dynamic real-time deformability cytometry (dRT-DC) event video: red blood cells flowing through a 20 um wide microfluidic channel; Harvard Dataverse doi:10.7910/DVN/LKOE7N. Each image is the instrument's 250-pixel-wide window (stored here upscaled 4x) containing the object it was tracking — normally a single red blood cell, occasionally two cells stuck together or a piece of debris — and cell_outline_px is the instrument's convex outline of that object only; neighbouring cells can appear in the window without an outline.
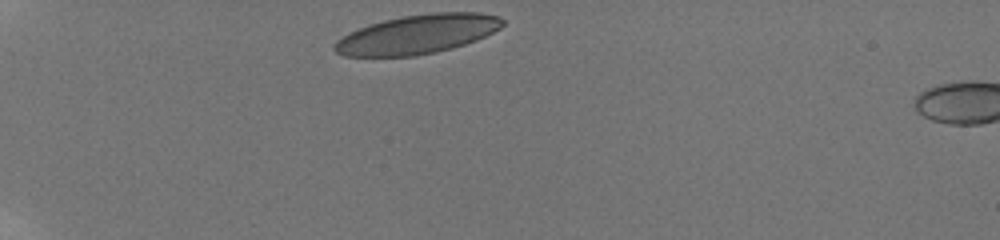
{"species": "human", "species_latin": "Homo sapiens", "temperature_condition": "room temperature", "stored_images_in_passage": 4, "camera_frame_rate_fps": 3000, "um_per_image_px": 0.085, "donor": {"sex": "male"}, "frame": {"image": 1, "passage_image": 1, "time_ms": 0.0, "image_size_px": [1000, 240], "cell_outline_px": [[504, 24], [500, 28], [476, 40], [452, 48], [436, 52], [416, 56], [344, 56], [336, 52], [332, 48], [336, 40], [348, 32], [384, 20], [404, 16], [432, 12], [480, 12], [500, 16], [504, 20]], "centroid_in_image_um": [35.49, 2.91], "position_along_channel_um": 49.5, "area_um2": 38.26}}